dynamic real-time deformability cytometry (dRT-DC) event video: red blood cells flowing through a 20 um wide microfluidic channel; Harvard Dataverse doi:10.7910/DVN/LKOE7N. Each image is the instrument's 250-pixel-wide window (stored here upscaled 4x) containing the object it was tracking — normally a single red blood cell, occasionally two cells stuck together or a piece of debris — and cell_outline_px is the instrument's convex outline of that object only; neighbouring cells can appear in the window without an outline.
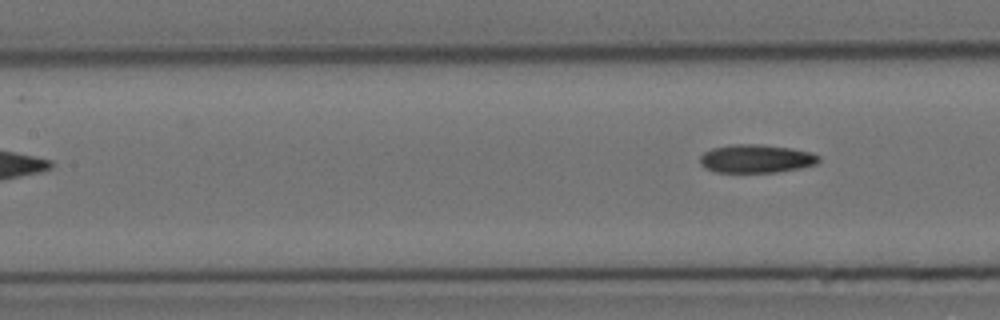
{"species": "Egyptian fruit bat (a non-hibernating species)", "species_latin": "Rousettus aegyptiacus", "temperature_condition": "cold", "stored_images_in_passage": 5, "segment_of_instrument_passage": [2, 2], "camera_frame_rate_fps": 3000, "um_per_image_px": 0.085, "animal": {"sex": "female"}, "frame": {"image": 1, "passage_image": 5, "time_ms": 5.333, "image_size_px": [1000, 320], "cell_outline_px": [[820, 160], [816, 164], [800, 168], [776, 172], [716, 172], [704, 168], [700, 164], [700, 156], [704, 152], [712, 148], [732, 144], [760, 144], [792, 148], [812, 152], [820, 156]], "centroid_in_image_um": [64.28, 13.48], "position_along_channel_um": 143.1, "area_um2": 19.77}}